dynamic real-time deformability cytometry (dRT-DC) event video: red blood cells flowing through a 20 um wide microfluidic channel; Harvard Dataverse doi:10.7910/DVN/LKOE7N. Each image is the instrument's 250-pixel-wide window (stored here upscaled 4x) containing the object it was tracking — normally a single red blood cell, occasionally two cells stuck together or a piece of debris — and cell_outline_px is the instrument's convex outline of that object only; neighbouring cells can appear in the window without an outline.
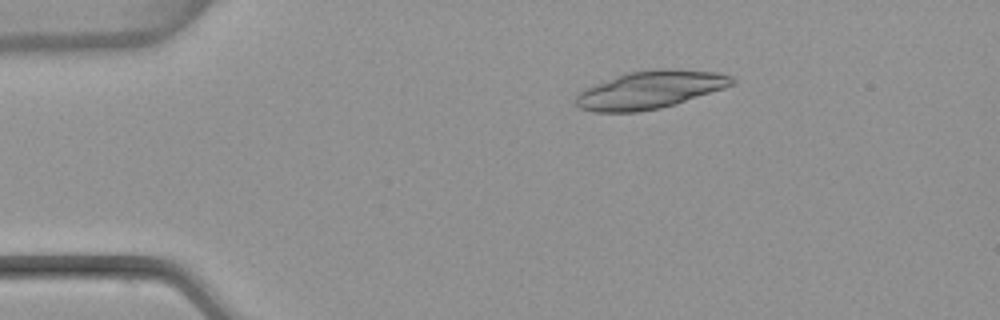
{"species": "common noctule bat (a hibernating species)", "species_latin": "Nyctalus noctula", "temperature_condition": "warm", "stored_images_in_passage": 53, "camera_frame_rate_fps": 3000, "um_per_image_px": 0.085, "animal": {"sex": "female", "body_mass_g": 22.7, "forearm_length_mm": 54.2}, "frame": {"image": 1, "passage_image": 10, "time_ms": 3.0, "image_size_px": [1000, 320], "cell_outline_px": [[736, 84], [676, 104], [660, 108], [636, 112], [592, 112], [580, 108], [576, 104], [576, 96], [580, 92], [596, 84], [616, 76], [628, 72], [660, 68], [672, 68], [716, 72], [732, 76], [736, 80]], "centroid_in_image_um": [55.31, 7.63], "position_along_channel_um": 29.7, "area_um2": 34.28}}